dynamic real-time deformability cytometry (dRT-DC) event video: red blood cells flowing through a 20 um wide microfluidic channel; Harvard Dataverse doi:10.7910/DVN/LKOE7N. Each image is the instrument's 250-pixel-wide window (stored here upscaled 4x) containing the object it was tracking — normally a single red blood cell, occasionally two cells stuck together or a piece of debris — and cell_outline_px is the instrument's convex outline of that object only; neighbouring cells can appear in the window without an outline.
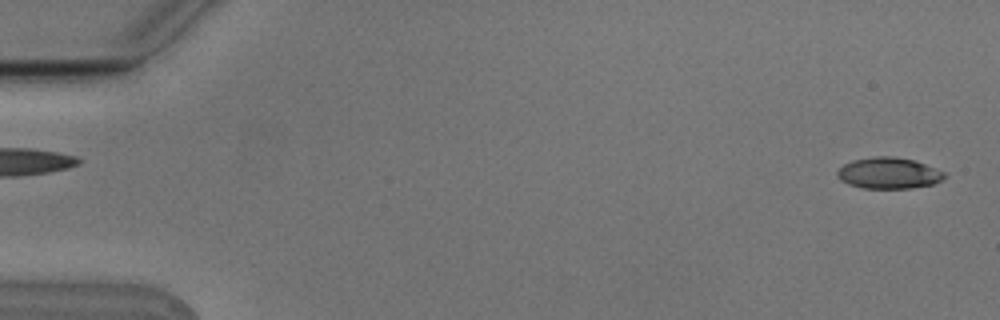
{"species": "Egyptian fruit bat (a non-hibernating species)", "species_latin": "Rousettus aegyptiacus", "temperature_condition": "cold", "stored_images_in_passage": 4, "segment_of_instrument_passage": [2, 2], "camera_frame_rate_fps": 3000, "um_per_image_px": 0.085, "animal": {"sex": "male"}, "frame": {"image": 1, "passage_image": 4, "time_ms": 1.0, "image_size_px": [1000, 320], "cell_outline_px": [[948, 176], [944, 180], [932, 184], [912, 188], [860, 188], [848, 184], [840, 180], [836, 176], [836, 172], [844, 164], [852, 160], [872, 156], [892, 156], [912, 160], [924, 164], [944, 172]], "centroid_in_image_um": [75.52, 14.72], "position_along_channel_um": 9.5, "area_um2": 19.59}}